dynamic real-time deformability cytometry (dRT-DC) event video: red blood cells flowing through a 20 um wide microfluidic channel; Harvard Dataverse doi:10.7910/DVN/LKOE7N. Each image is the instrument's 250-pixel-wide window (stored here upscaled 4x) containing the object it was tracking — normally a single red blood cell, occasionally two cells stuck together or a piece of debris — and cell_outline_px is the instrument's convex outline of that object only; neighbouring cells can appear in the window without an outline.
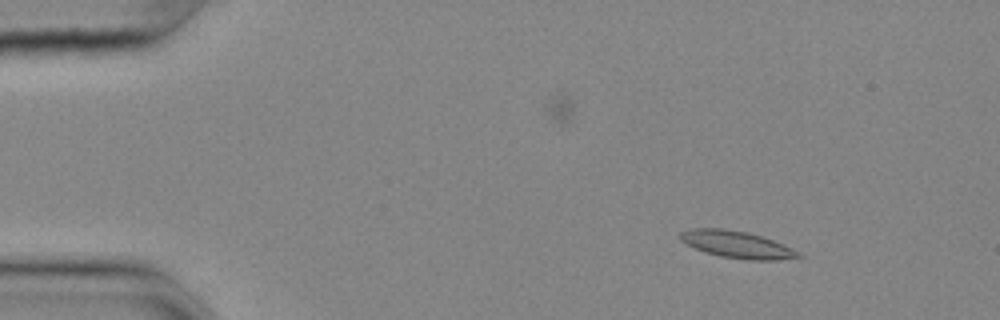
{"species": "common noctule bat (a hibernating species)", "species_latin": "Nyctalus noctula", "temperature_condition": "cold", "stored_images_in_passage": 55, "camera_frame_rate_fps": 3000, "um_per_image_px": 0.085, "animal": {"sex": "female", "body_mass_g": 25.1}, "frame": {"image": 1, "passage_image": 7, "time_ms": 2.0, "image_size_px": [1000, 320], "cell_outline_px": [[804, 256], [776, 260], [748, 260], [720, 256], [704, 252], [680, 240], [680, 232], [692, 228], [724, 228], [748, 232], [784, 244], [800, 252]], "centroid_in_image_um": [62.65, 20.78], "position_along_channel_um": 22.4, "area_um2": 18.55}}
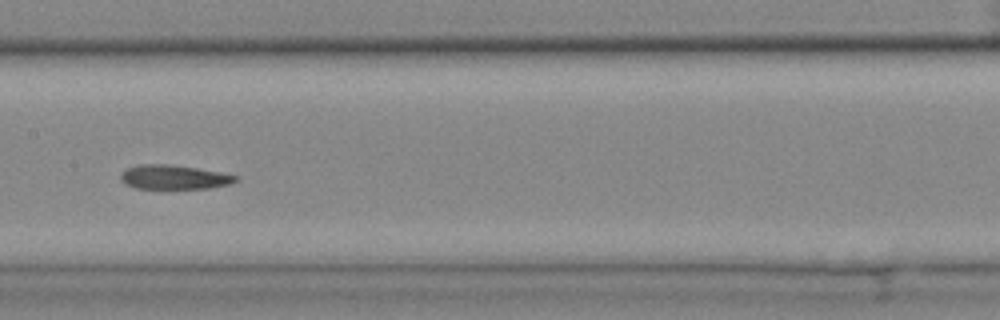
{"frame": {"image": 2, "passage_image": 28, "time_ms": 9.0, "image_size_px": [1000, 320], "cell_outline_px": [[240, 180], [228, 184], [208, 188], [136, 188], [120, 180], [120, 172], [128, 168], [140, 164], [168, 164], [196, 168], [220, 172], [240, 176]], "centroid_in_image_um": [14.81, 15.05], "position_along_channel_um": 192.6, "area_um2": 16.13}}
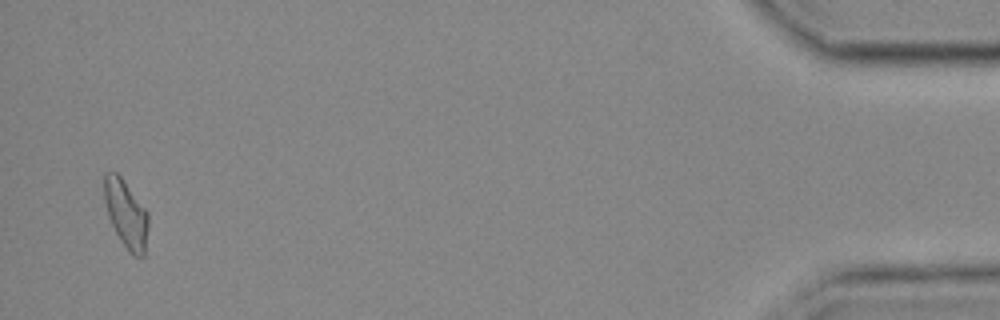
{"frame": {"image": 3, "passage_image": 54, "time_ms": 17.667, "image_size_px": [1000, 320], "cell_outline_px": [[148, 228], [144, 256], [132, 256], [128, 252], [120, 240], [108, 216], [104, 200], [104, 172], [116, 172], [120, 176], [148, 212]], "centroid_in_image_um": [10.71, 18.2], "position_along_channel_um": 424.5, "area_um2": 17.34}, "authors_computed_cell_mechanics": {"area_um2": 17.2822, "velocity_mm_per_s": 3.6286, "shape_relaxation_time_tau1_ms": null, "shape_relaxation_time_tau2_ms": 4.7983, "deformation_change_tau1": null, "deformation_change_tau2": 0.1334}}